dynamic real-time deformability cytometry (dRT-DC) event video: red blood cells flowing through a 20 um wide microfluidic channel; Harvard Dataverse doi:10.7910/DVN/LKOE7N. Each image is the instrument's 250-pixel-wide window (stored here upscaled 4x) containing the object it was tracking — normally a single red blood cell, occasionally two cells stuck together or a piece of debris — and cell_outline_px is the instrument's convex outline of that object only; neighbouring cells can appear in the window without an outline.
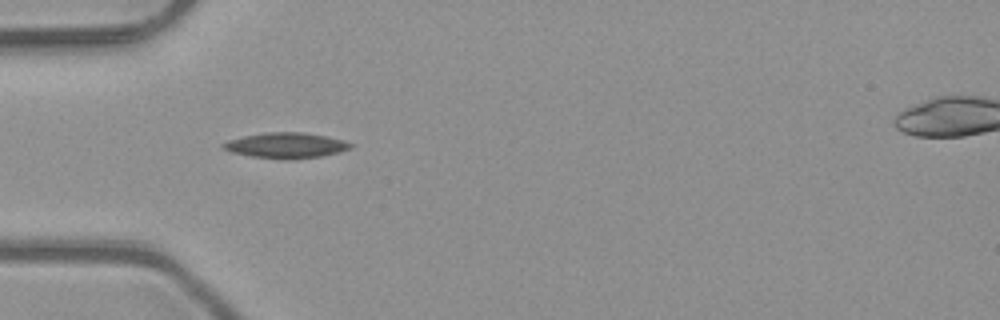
{"species": "common noctule bat (a hibernating species)", "species_latin": "Nyctalus noctula", "temperature_condition": "room temperature", "stored_images_in_passage": 29, "camera_frame_rate_fps": 3000, "um_per_image_px": 0.085, "animal": {"sex": "male", "body_mass_g": 23.1, "forearm_length_mm": 52.7}, "frame": {"image": 1, "passage_image": 1, "time_ms": 0.0, "image_size_px": [1000, 320], "cell_outline_px": [[352, 148], [340, 152], [320, 156], [292, 160], [284, 160], [252, 156], [228, 152], [220, 148], [220, 144], [228, 140], [244, 136], [264, 132], [304, 132], [344, 140], [352, 144]], "centroid_in_image_um": [24.26, 12.37], "position_along_channel_um": 60.7, "area_um2": 19.19}}
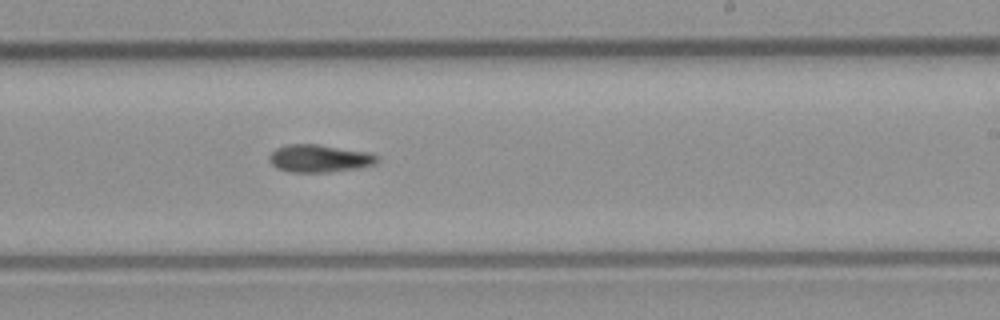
{"frame": {"image": 2, "passage_image": 16, "time_ms": 5.0, "image_size_px": [1000, 320], "cell_outline_px": [[380, 156], [376, 164], [356, 168], [328, 172], [292, 172], [280, 168], [272, 164], [268, 160], [268, 156], [276, 148], [288, 144], [320, 144], [372, 152]], "centroid_in_image_um": [27.2, 13.44], "position_along_channel_um": 261.8, "area_um2": 17.51}}
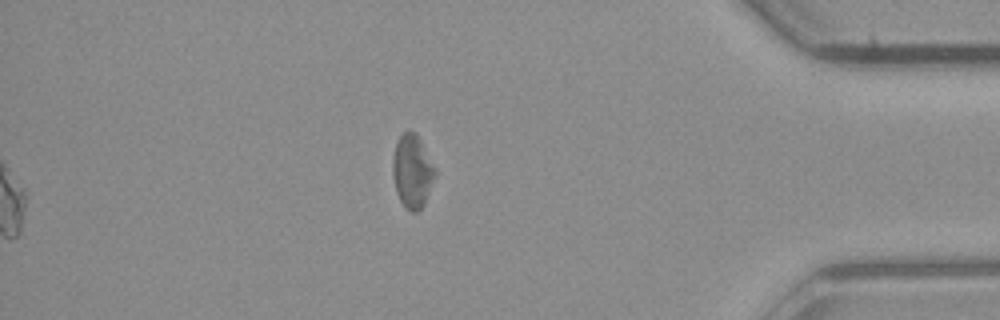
{"frame": {"image": 3, "passage_image": 29, "time_ms": 9.333, "image_size_px": [1000, 320], "cell_outline_px": [[436, 176], [424, 204], [416, 212], [412, 212], [404, 208], [396, 192], [392, 172], [392, 160], [396, 140], [408, 128], [420, 140], [436, 168]], "centroid_in_image_um": [35.04, 14.57], "position_along_channel_um": 400.2, "area_um2": 18.21}}